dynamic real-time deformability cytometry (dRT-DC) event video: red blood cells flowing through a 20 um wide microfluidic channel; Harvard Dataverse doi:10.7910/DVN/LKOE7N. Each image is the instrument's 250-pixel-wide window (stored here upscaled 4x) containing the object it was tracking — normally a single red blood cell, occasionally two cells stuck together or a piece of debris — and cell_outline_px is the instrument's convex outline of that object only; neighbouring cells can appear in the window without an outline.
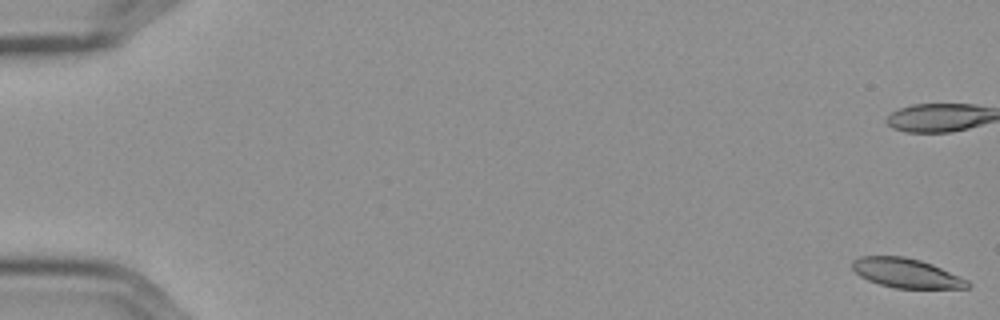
{"species": "Egyptian fruit bat (a non-hibernating species)", "species_latin": "Rousettus aegyptiacus", "temperature_condition": "cold", "stored_images_in_passage": 58, "camera_frame_rate_fps": 3000, "um_per_image_px": 0.085, "frame": {"image": 1, "passage_image": 1, "time_ms": 0.0, "image_size_px": [1000, 320], "cell_outline_px": [[972, 284], [968, 288], [896, 288], [880, 284], [868, 280], [860, 276], [852, 268], [852, 260], [860, 256], [904, 256], [920, 260], [932, 264], [968, 280]], "centroid_in_image_um": [77.03, 23.21], "position_along_channel_um": 8.0, "area_um2": 19.65}, "authors_computed_cell_mechanics": {"area_um2": 21.7328, "velocity_mm_per_s": 3.568, "shape_relaxation_time_tau1_ms": null, "shape_relaxation_time_tau2_ms": 5.0512, "deformation_change_tau1": null, "deformation_change_tau2": 0.1119}}